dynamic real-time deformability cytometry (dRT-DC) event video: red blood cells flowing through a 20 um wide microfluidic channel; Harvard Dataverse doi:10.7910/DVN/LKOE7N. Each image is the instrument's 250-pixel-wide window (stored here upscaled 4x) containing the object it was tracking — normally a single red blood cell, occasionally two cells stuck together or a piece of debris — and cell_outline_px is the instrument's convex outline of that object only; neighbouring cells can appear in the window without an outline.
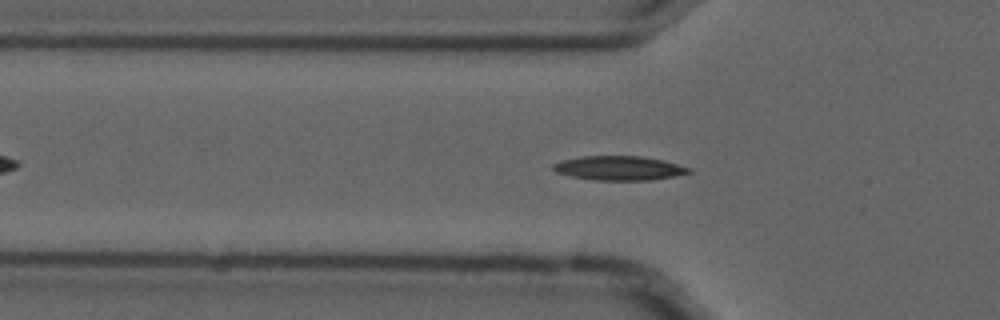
{"species": "common noctule bat (a hibernating species)", "species_latin": "Nyctalus noctula", "temperature_condition": "cold", "stored_images_in_passage": 4, "camera_frame_rate_fps": 3000, "um_per_image_px": 0.085, "animal": {"sex": "male", "forearm_length_mm": 52.5}, "frame": {"image": 1, "passage_image": 4, "time_ms": 1.0, "image_size_px": [1000, 320], "cell_outline_px": [[692, 172], [676, 176], [652, 180], [592, 180], [572, 176], [556, 172], [552, 168], [552, 164], [560, 160], [580, 156], [640, 156], [664, 160], [692, 168]], "centroid_in_image_um": [52.63, 14.29], "position_along_channel_um": 73.2, "area_um2": 19.36}}